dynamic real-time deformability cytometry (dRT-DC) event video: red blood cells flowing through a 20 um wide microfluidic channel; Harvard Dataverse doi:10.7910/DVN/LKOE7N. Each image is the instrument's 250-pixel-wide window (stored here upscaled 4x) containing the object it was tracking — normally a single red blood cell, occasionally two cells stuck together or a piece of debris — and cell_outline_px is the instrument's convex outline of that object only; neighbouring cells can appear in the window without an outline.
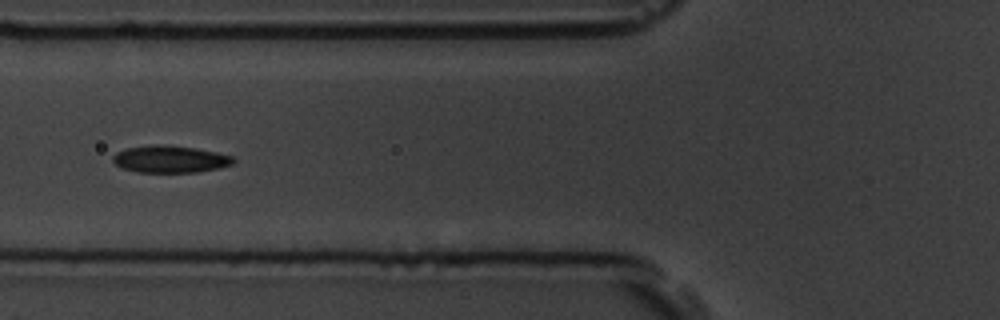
{"species": "common noctule bat (a hibernating species)", "species_latin": "Nyctalus noctula", "temperature_condition": "room temperature", "stored_images_in_passage": 9, "camera_frame_rate_fps": 3000, "um_per_image_px": 0.085, "animal": {"sex": "male", "body_mass_g": 19.5, "forearm_length_mm": 54.6}, "frame": {"image": 1, "passage_image": 6, "time_ms": 6.0, "image_size_px": [1000, 320], "cell_outline_px": [[236, 160], [232, 164], [220, 168], [196, 172], [136, 172], [120, 168], [112, 160], [112, 156], [116, 152], [128, 148], [156, 144], [196, 148], [216, 152], [232, 156]], "centroid_in_image_um": [14.45, 13.53], "position_along_channel_um": 111.4, "area_um2": 19.02}}
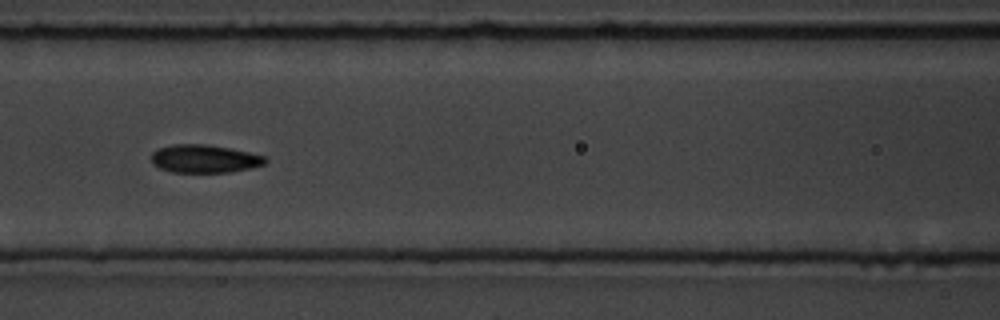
{"frame": {"image": 2, "passage_image": 7, "time_ms": 7.0, "image_size_px": [1000, 320], "cell_outline_px": [[268, 160], [264, 164], [248, 168], [228, 172], [172, 172], [160, 168], [152, 164], [152, 152], [160, 148], [172, 144], [204, 144], [228, 148], [248, 152], [264, 156]], "centroid_in_image_um": [17.34, 13.49], "position_along_channel_um": 149.3, "area_um2": 18.38}}
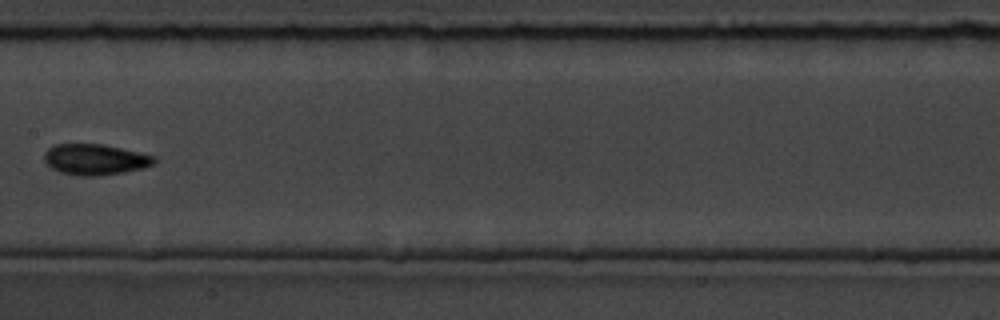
{"frame": {"image": 3, "passage_image": 8, "time_ms": 8.333, "image_size_px": [1000, 320], "cell_outline_px": [[156, 160], [152, 164], [144, 168], [124, 172], [100, 176], [80, 176], [60, 172], [52, 168], [44, 160], [44, 152], [48, 148], [56, 144], [104, 144], [156, 156]], "centroid_in_image_um": [8.09, 13.55], "position_along_channel_um": 199.3, "area_um2": 19.83}}